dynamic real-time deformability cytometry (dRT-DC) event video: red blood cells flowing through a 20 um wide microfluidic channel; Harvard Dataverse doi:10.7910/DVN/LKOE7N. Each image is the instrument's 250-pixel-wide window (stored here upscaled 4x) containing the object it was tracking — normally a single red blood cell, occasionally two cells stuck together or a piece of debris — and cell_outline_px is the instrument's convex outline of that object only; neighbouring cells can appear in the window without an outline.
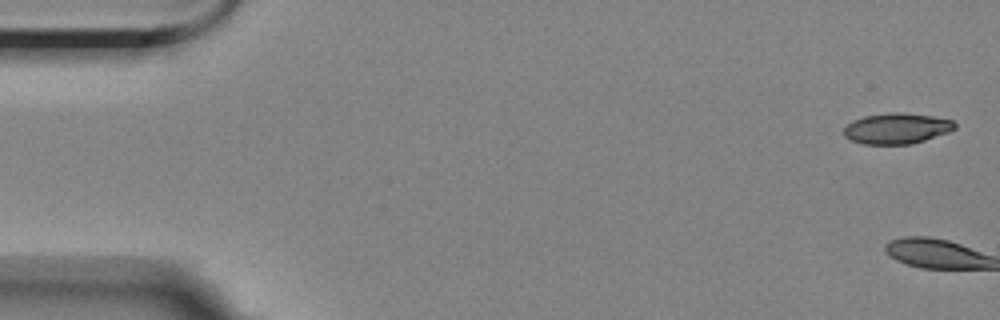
{"species": "Egyptian fruit bat (a non-hibernating species)", "species_latin": "Rousettus aegyptiacus", "temperature_condition": "room temperature", "stored_images_in_passage": 5, "camera_frame_rate_fps": 3000, "um_per_image_px": 0.085, "animal": {"sex": "female"}, "frame": {"image": 1, "passage_image": 1, "time_ms": 0.0, "image_size_px": [1000, 320], "cell_outline_px": [[956, 128], [948, 132], [912, 144], [864, 144], [852, 140], [844, 136], [844, 128], [852, 120], [864, 116], [888, 112], [900, 112], [932, 116], [952, 120], [956, 124]], "centroid_in_image_um": [76.21, 10.91], "position_along_channel_um": 8.8, "area_um2": 19.83}}
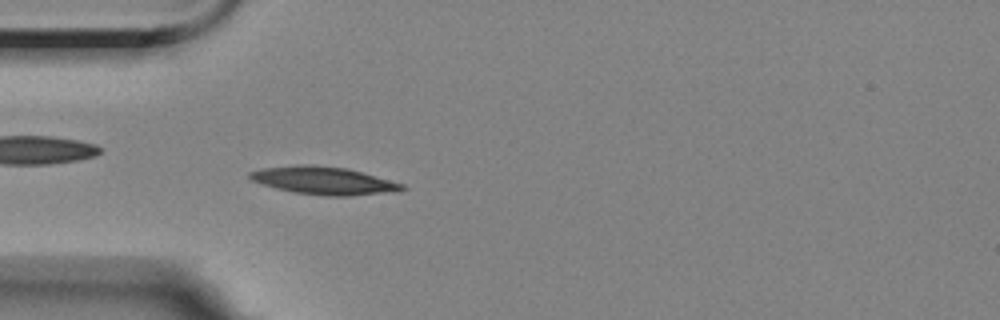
{"frame": {"image": 2, "passage_image": 5, "time_ms": 5.667, "image_size_px": [1000, 320], "cell_outline_px": [[408, 188], [396, 192], [348, 196], [324, 196], [292, 192], [260, 184], [252, 180], [248, 176], [248, 172], [260, 168], [300, 164], [308, 164], [348, 168], [404, 184]], "centroid_in_image_um": [27.51, 15.35], "position_along_channel_um": 57.5, "area_um2": 24.97}}